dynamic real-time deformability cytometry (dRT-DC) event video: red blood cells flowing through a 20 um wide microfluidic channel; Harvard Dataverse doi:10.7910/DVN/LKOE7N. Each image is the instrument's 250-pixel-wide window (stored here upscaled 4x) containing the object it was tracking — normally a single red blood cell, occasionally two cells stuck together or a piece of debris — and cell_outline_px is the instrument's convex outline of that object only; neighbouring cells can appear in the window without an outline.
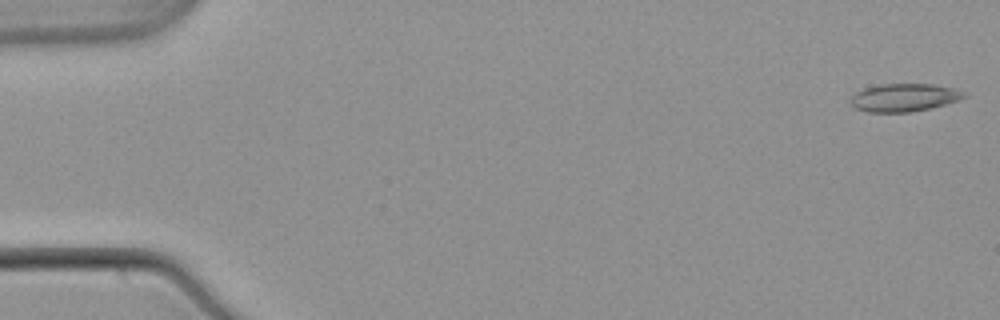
{"species": "common noctule bat (a hibernating species)", "species_latin": "Nyctalus noctula", "temperature_condition": "warm", "stored_images_in_passage": 53, "camera_frame_rate_fps": 3000, "um_per_image_px": 0.085, "animal": {"sex": "male", "body_mass_g": 21.5, "forearm_length_mm": 52.0}, "frame": {"image": 1, "passage_image": 1, "time_ms": 0.0, "image_size_px": [1000, 320], "cell_outline_px": [[968, 96], [932, 108], [912, 112], [868, 112], [852, 108], [852, 96], [856, 92], [864, 88], [880, 84], [932, 84], [956, 88], [968, 92]], "centroid_in_image_um": [76.88, 8.29], "position_along_channel_um": 8.1, "area_um2": 18.61}}
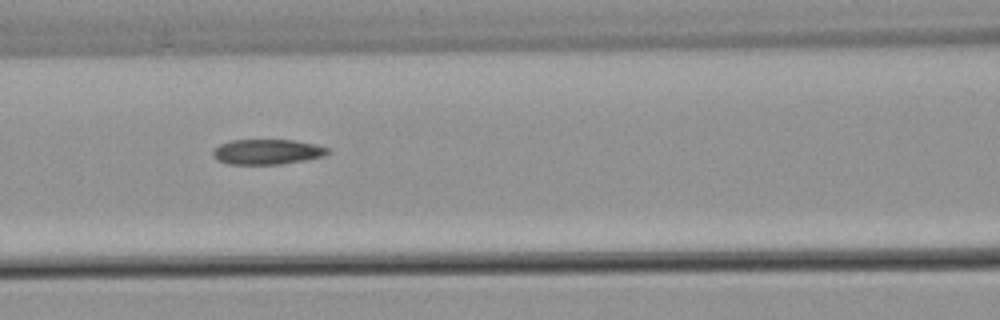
{"frame": {"image": 2, "passage_image": 23, "time_ms": 7.333, "image_size_px": [1000, 320], "cell_outline_px": [[332, 152], [324, 156], [304, 160], [280, 164], [228, 164], [216, 160], [212, 156], [212, 152], [220, 144], [232, 140], [296, 140], [316, 144], [328, 148]], "centroid_in_image_um": [22.73, 12.9], "position_along_channel_um": 143.9, "area_um2": 16.94}}
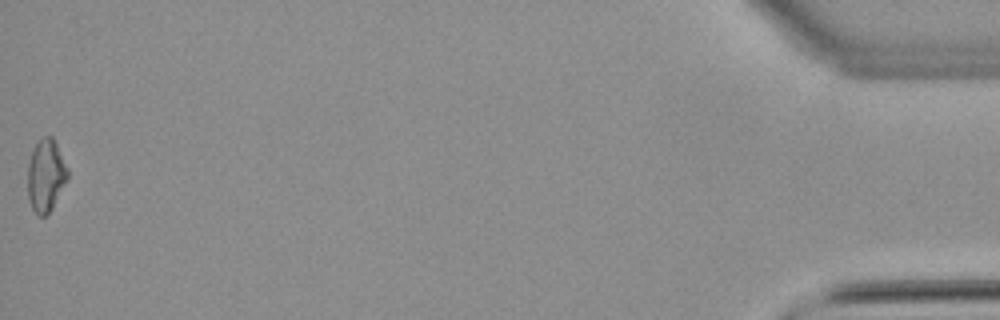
{"frame": {"image": 3, "passage_image": 53, "time_ms": 17.333, "image_size_px": [1000, 320], "cell_outline_px": [[68, 180], [52, 208], [44, 216], [40, 216], [32, 208], [28, 196], [28, 164], [32, 152], [36, 144], [44, 136], [52, 136], [68, 168]], "centroid_in_image_um": [3.91, 14.92], "position_along_channel_um": 431.3, "area_um2": 16.65}, "authors_computed_cell_mechanics": {"area_um2": 17.4556, "velocity_mm_per_s": 3.8799, "shape_relaxation_time_tau1_ms": null, "shape_relaxation_time_tau2_ms": 9.4115, "deformation_change_tau1": null, "deformation_change_tau2": 0.2077}}